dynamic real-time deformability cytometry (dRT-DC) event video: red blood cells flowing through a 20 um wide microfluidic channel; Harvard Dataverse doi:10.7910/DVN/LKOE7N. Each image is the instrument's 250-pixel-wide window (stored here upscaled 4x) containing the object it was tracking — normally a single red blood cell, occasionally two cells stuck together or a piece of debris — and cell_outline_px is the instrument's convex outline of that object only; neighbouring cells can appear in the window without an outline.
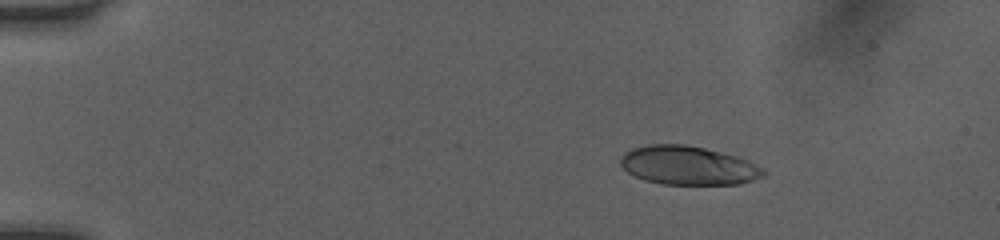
{"species": "human", "species_latin": "Homo sapiens", "temperature_condition": "room temperature", "stored_images_in_passage": 49, "camera_frame_rate_fps": 3000, "um_per_image_px": 0.085, "donor": {"sex": "female"}, "frame": {"image": 1, "passage_image": 7, "time_ms": 2.0, "image_size_px": [1000, 240], "cell_outline_px": [[768, 172], [764, 176], [752, 180], [736, 184], [660, 184], [644, 180], [628, 172], [620, 164], [620, 160], [624, 152], [632, 148], [648, 144], [684, 144], [704, 148], [736, 156], [764, 168]], "centroid_in_image_um": [58.48, 14.06], "position_along_channel_um": 26.5, "area_um2": 32.19}}
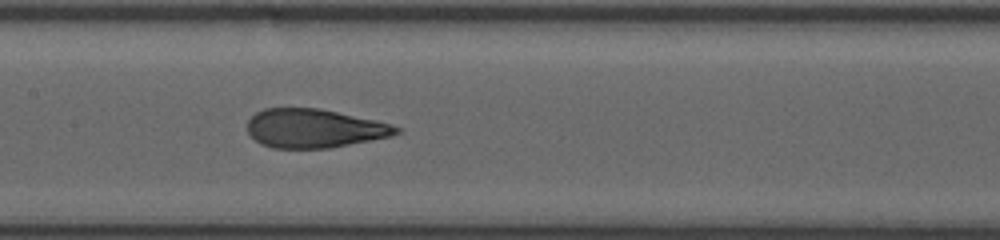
{"frame": {"image": 2, "passage_image": 25, "time_ms": 8.0, "image_size_px": [1000, 240], "cell_outline_px": [[404, 128], [400, 132], [392, 136], [328, 148], [272, 148], [260, 144], [248, 132], [248, 120], [256, 112], [264, 108], [320, 108], [376, 120]], "centroid_in_image_um": [26.72, 10.91], "position_along_channel_um": 180.7, "area_um2": 33.7}}
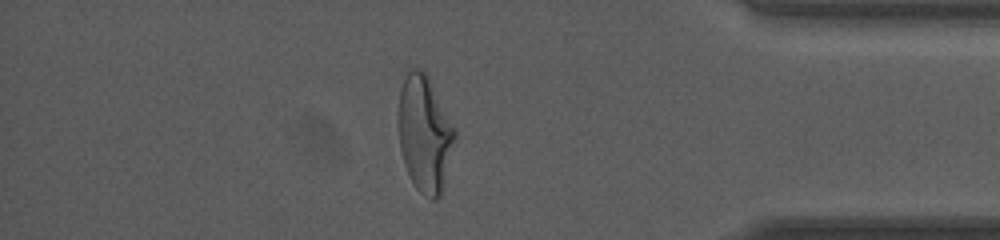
{"frame": {"image": 3, "passage_image": 43, "time_ms": 14.0, "image_size_px": [1000, 240], "cell_outline_px": [[456, 136], [440, 196], [436, 200], [432, 200], [420, 192], [416, 188], [404, 164], [400, 148], [396, 124], [396, 116], [400, 88], [408, 68], [420, 68], [428, 76], [456, 132]], "centroid_in_image_um": [36.04, 11.33], "position_along_channel_um": 399.2, "area_um2": 38.32}, "authors_computed_cell_mechanics": {"area_um2": 34.4488, "velocity_mm_per_s": 4.0694, "shape_relaxation_time_tau1_ms": 6.1489, "shape_relaxation_time_tau2_ms": 0.7263, "deformation_change_tau1": 0.2719, "deformation_change_tau2": 0.0913}}